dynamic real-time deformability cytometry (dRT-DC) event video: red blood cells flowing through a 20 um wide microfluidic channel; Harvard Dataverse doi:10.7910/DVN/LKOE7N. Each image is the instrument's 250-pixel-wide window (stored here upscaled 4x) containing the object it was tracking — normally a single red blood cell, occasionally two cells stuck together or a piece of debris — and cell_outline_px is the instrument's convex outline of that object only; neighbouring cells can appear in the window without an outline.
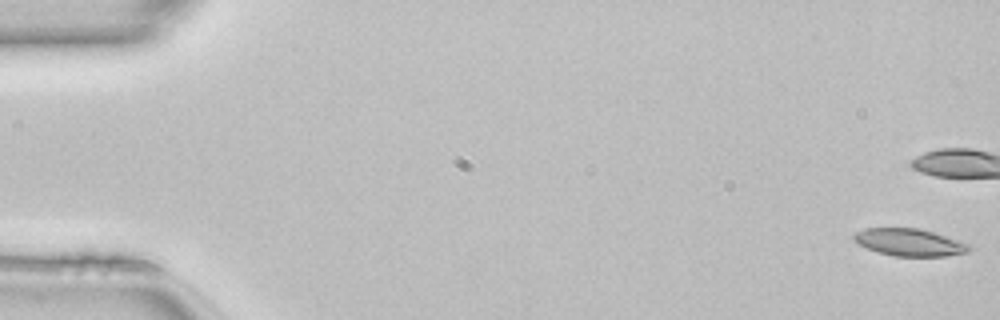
{"species": "common noctule bat (a hibernating species)", "species_latin": "Nyctalus noctula", "temperature_condition": "room temperature", "stored_images_in_passage": 51, "camera_frame_rate_fps": 3000, "um_per_image_px": 0.085, "animal": {"sex": "female", "body_mass_g": 22.7, "forearm_length_mm": 54.2}, "frame": {"image": 1, "passage_image": 1, "time_ms": 0.0, "image_size_px": [1000, 320], "cell_outline_px": [[972, 248], [968, 252], [944, 256], [892, 256], [876, 252], [852, 240], [852, 236], [856, 232], [864, 228], [920, 228], [968, 244]], "centroid_in_image_um": [77.25, 20.6], "position_along_channel_um": 7.7, "area_um2": 18.21}}